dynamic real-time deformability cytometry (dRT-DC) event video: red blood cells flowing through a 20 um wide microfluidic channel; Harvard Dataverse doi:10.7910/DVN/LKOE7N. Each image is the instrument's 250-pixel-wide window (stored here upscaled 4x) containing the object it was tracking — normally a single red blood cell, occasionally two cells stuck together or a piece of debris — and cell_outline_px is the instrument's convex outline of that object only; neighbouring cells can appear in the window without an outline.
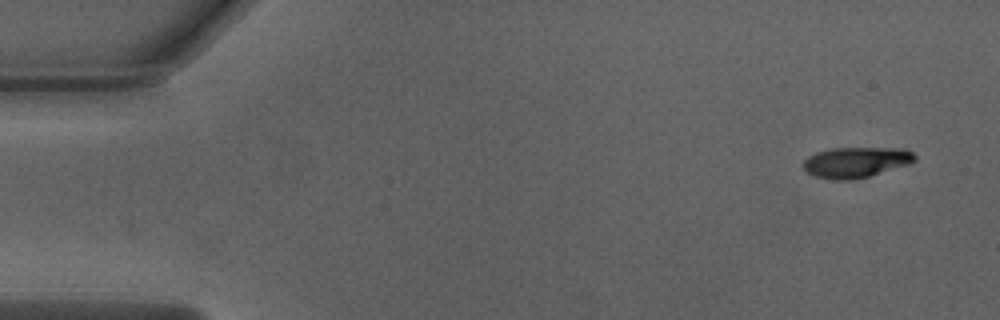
{"species": "Egyptian fruit bat (a non-hibernating species)", "species_latin": "Rousettus aegyptiacus", "temperature_condition": "warm", "stored_images_in_passage": 49, "camera_frame_rate_fps": 3000, "um_per_image_px": 0.085, "animal": {"sex": "male"}, "frame": {"image": 1, "passage_image": 1, "time_ms": 0.0, "image_size_px": [1000, 320], "cell_outline_px": [[916, 160], [908, 164], [868, 176], [852, 180], [836, 180], [816, 176], [808, 172], [804, 168], [804, 160], [808, 156], [816, 152], [832, 148], [904, 148], [912, 152], [916, 156]], "centroid_in_image_um": [72.76, 13.78], "position_along_channel_um": 12.2, "area_um2": 19.65}}
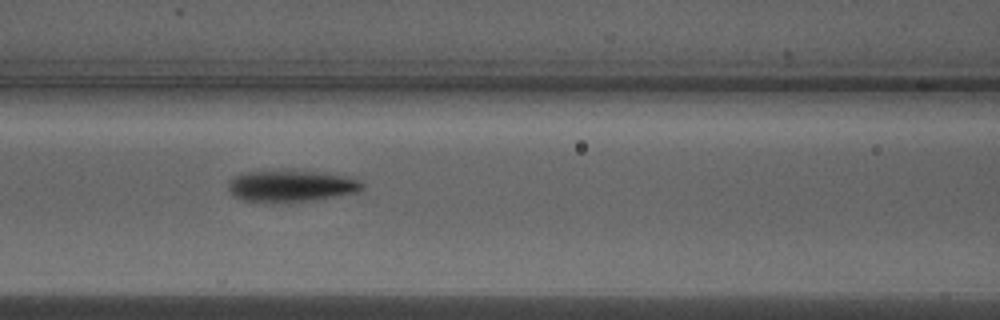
{"frame": {"image": 2, "passage_image": 20, "time_ms": 6.333, "image_size_px": [1000, 320], "cell_outline_px": [[364, 188], [360, 192], [308, 200], [244, 200], [236, 196], [228, 188], [228, 184], [232, 176], [244, 172], [312, 172], [344, 176], [360, 180], [364, 184]], "centroid_in_image_um": [24.78, 15.79], "position_along_channel_um": 141.8, "area_um2": 23.29}}
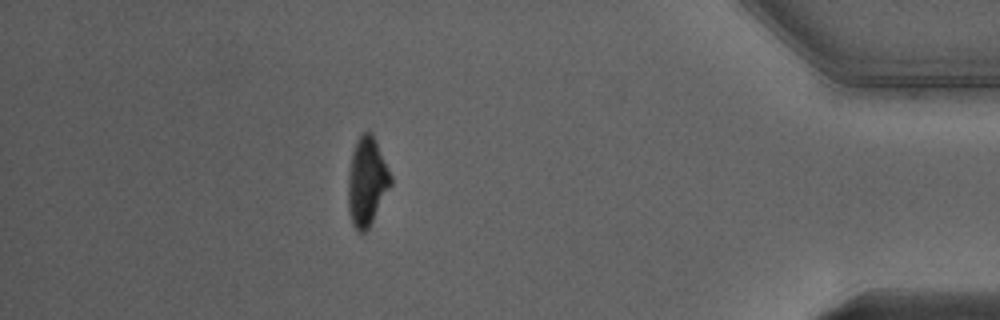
{"frame": {"image": 3, "passage_image": 43, "time_ms": 14.0, "image_size_px": [1000, 320], "cell_outline_px": [[392, 184], [368, 228], [364, 232], [360, 232], [352, 224], [348, 208], [348, 176], [352, 152], [356, 140], [360, 132], [372, 132], [376, 140], [392, 176]], "centroid_in_image_um": [31.18, 15.39], "position_along_channel_um": 404.0, "area_um2": 21.96}, "authors_computed_cell_mechanics": {"area_um2": 22.4842, "velocity_mm_per_s": 4.0419, "shape_relaxation_time_tau1_ms": 2.7345, "shape_relaxation_time_tau2_ms": 3.5716, "deformation_change_tau1": 0.2063, "deformation_change_tau2": 0.0805}}